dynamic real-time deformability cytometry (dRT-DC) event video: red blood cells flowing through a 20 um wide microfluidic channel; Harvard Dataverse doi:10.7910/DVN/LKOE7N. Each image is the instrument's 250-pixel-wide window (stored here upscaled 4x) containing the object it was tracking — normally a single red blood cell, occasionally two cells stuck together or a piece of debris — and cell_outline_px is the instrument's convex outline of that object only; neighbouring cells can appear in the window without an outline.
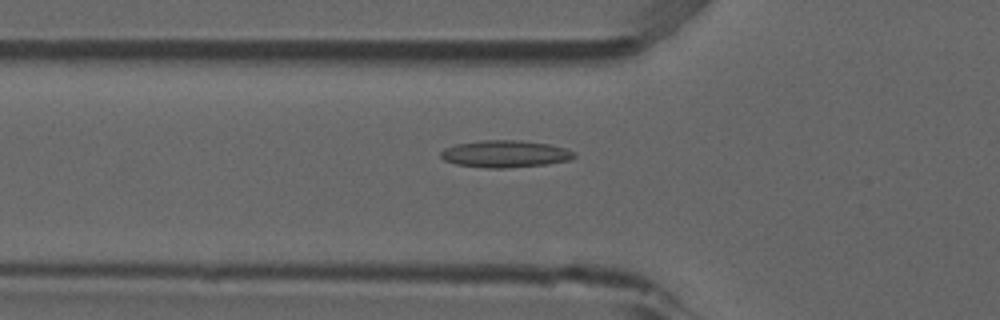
{"species": "common noctule bat (a hibernating species)", "species_latin": "Nyctalus noctula", "temperature_condition": "room temperature", "stored_images_in_passage": 42, "camera_frame_rate_fps": 3000, "um_per_image_px": 0.085, "animal": {"sex": "male", "forearm_length_mm": 52.5}, "frame": {"image": 1, "passage_image": 7, "time_ms": 2.0, "image_size_px": [1000, 320], "cell_outline_px": [[576, 156], [568, 160], [548, 164], [504, 168], [484, 168], [456, 164], [444, 160], [440, 156], [440, 152], [456, 144], [480, 140], [520, 140], [548, 144], [564, 148], [576, 152]], "centroid_in_image_um": [42.94, 13.08], "position_along_channel_um": 82.9, "area_um2": 20.98}}
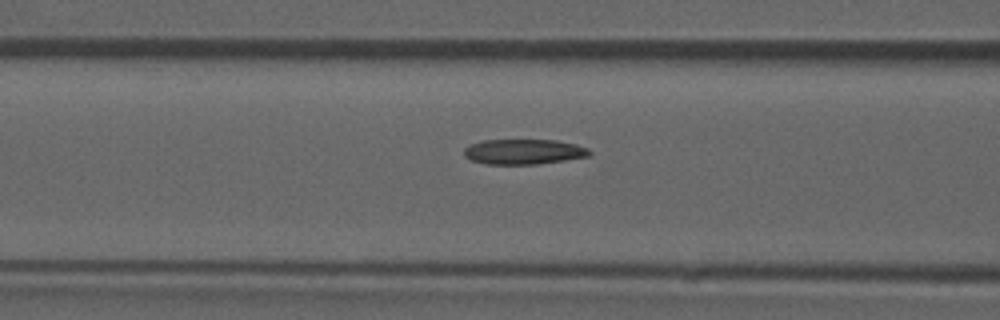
{"frame": {"image": 2, "passage_image": 10, "time_ms": 3.0, "image_size_px": [1000, 320], "cell_outline_px": [[592, 152], [588, 156], [564, 160], [536, 164], [488, 164], [472, 160], [464, 156], [464, 148], [472, 144], [484, 140], [556, 140], [576, 144], [588, 148]], "centroid_in_image_um": [44.53, 12.89], "position_along_channel_um": 122.1, "area_um2": 18.26}}
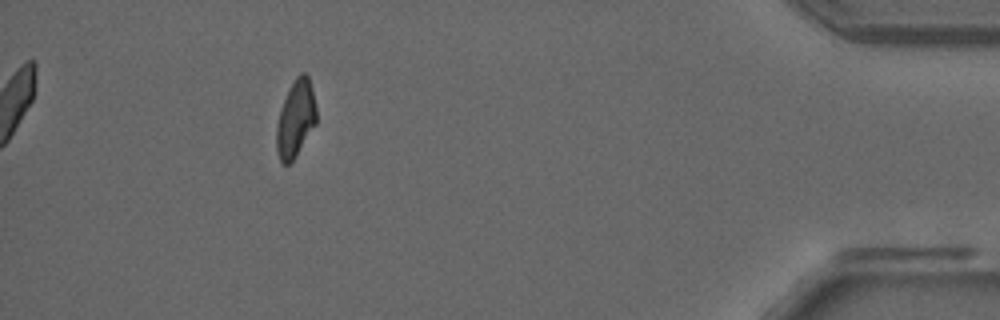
{"frame": {"image": 3, "passage_image": 37, "time_ms": 12.0, "image_size_px": [1000, 320], "cell_outline_px": [[316, 124], [296, 156], [288, 164], [284, 164], [280, 160], [276, 152], [276, 124], [284, 100], [296, 76], [300, 72], [304, 72], [308, 76], [312, 88], [316, 104]], "centroid_in_image_um": [25.13, 10.1], "position_along_channel_um": 410.1, "area_um2": 17.8}, "authors_computed_cell_mechanics": {"area_um2": 18.6405, "velocity_mm_per_s": 3.8489, "shape_relaxation_time_tau1_ms": null, "shape_relaxation_time_tau2_ms": 8.3291, "deformation_change_tau1": null, "deformation_change_tau2": 0.1856}}